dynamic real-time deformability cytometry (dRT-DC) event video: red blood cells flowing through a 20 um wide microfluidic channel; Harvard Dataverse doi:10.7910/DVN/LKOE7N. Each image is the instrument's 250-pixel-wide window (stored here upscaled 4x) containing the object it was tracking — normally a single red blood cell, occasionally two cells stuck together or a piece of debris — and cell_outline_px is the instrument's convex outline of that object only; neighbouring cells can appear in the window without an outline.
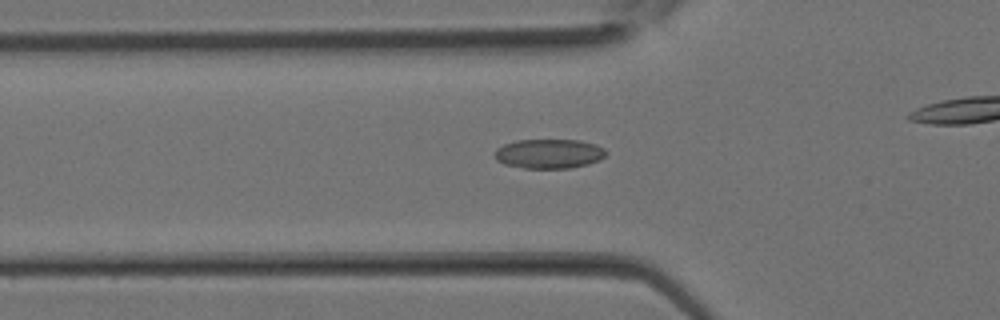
{"species": "Egyptian fruit bat (a non-hibernating species)", "species_latin": "Rousettus aegyptiacus", "temperature_condition": "room temperature", "stored_images_in_passage": 4, "camera_frame_rate_fps": 3000, "um_per_image_px": 0.085, "animal": {"sex": "female"}, "frame": {"image": 1, "passage_image": 2, "time_ms": 0.333, "image_size_px": [1000, 320], "cell_outline_px": [[608, 152], [600, 160], [588, 164], [572, 168], [524, 168], [504, 164], [496, 160], [496, 148], [504, 144], [516, 140], [580, 140], [596, 144], [604, 148]], "centroid_in_image_um": [46.69, 13.06], "position_along_channel_um": 79.1, "area_um2": 19.19}}